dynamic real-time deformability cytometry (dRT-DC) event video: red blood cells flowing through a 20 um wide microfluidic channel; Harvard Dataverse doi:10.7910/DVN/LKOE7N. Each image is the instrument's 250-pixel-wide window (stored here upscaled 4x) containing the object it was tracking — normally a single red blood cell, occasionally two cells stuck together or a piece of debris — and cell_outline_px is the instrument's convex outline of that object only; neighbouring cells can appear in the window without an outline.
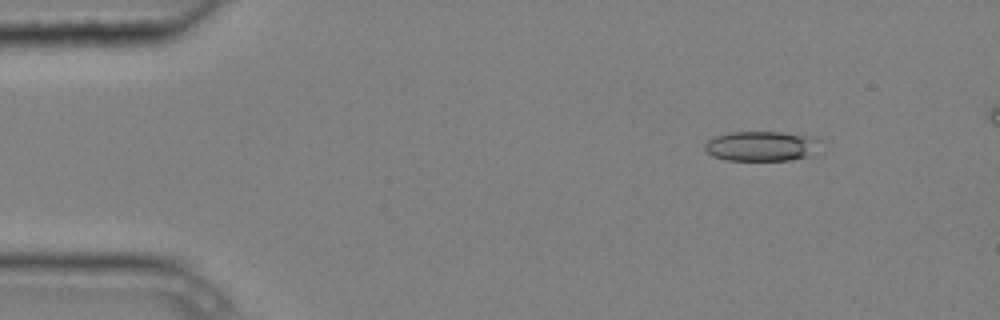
{"species": "common noctule bat (a hibernating species)", "species_latin": "Nyctalus noctula", "temperature_condition": "cold", "stored_images_in_passage": 5, "camera_frame_rate_fps": 3000, "um_per_image_px": 0.085, "animal": {"sex": "male", "body_mass_g": 20.4}, "frame": {"image": 1, "passage_image": 2, "time_ms": 0.333, "image_size_px": [1000, 320], "cell_outline_px": [[816, 140], [808, 156], [792, 160], [728, 160], [712, 156], [704, 148], [704, 144], [708, 140], [716, 136], [728, 132], [780, 132], [808, 136]], "centroid_in_image_um": [64.57, 12.42], "position_along_channel_um": 20.4, "area_um2": 19.48}}